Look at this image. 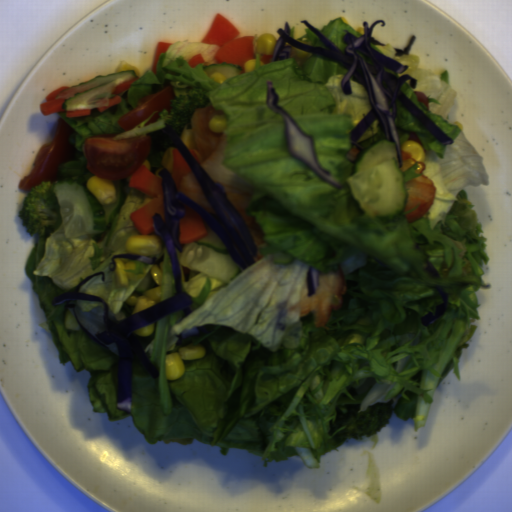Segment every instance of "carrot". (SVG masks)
Masks as SVG:
<instances>
[{"mask_svg":"<svg viewBox=\"0 0 512 512\" xmlns=\"http://www.w3.org/2000/svg\"><path fill=\"white\" fill-rule=\"evenodd\" d=\"M240 31L235 25L220 13H216L207 33L200 41L202 44L218 45L219 49L214 60L221 63L234 64L240 67L239 74L246 72L245 64L254 60V37L245 35L240 39L236 38Z\"/></svg>","mask_w":512,"mask_h":512,"instance_id":"obj_1","label":"carrot"},{"mask_svg":"<svg viewBox=\"0 0 512 512\" xmlns=\"http://www.w3.org/2000/svg\"><path fill=\"white\" fill-rule=\"evenodd\" d=\"M128 185L149 198L148 202L129 216L141 236H151L154 230V215L158 214L166 222L163 180L140 165L130 175Z\"/></svg>","mask_w":512,"mask_h":512,"instance_id":"obj_2","label":"carrot"},{"mask_svg":"<svg viewBox=\"0 0 512 512\" xmlns=\"http://www.w3.org/2000/svg\"><path fill=\"white\" fill-rule=\"evenodd\" d=\"M183 206L185 214L178 221L179 243L188 246L206 235L208 230L195 209L187 203Z\"/></svg>","mask_w":512,"mask_h":512,"instance_id":"obj_3","label":"carrot"},{"mask_svg":"<svg viewBox=\"0 0 512 512\" xmlns=\"http://www.w3.org/2000/svg\"><path fill=\"white\" fill-rule=\"evenodd\" d=\"M193 174L185 162L179 149L173 151V166L171 176L175 181L177 191L181 188L183 177Z\"/></svg>","mask_w":512,"mask_h":512,"instance_id":"obj_4","label":"carrot"},{"mask_svg":"<svg viewBox=\"0 0 512 512\" xmlns=\"http://www.w3.org/2000/svg\"><path fill=\"white\" fill-rule=\"evenodd\" d=\"M67 87H69V86H63V87L58 88L46 95V97H45L46 102H41L39 104L40 111L42 114L47 116L52 113L64 112L66 110L63 107V102L66 99L65 98H56V95H57V93H59L60 91L64 90Z\"/></svg>","mask_w":512,"mask_h":512,"instance_id":"obj_5","label":"carrot"},{"mask_svg":"<svg viewBox=\"0 0 512 512\" xmlns=\"http://www.w3.org/2000/svg\"><path fill=\"white\" fill-rule=\"evenodd\" d=\"M137 80H139V76L136 75L135 77L114 87L110 94L107 106L106 107H96L98 112L102 113V112L108 110L109 108L115 107L117 104H119L122 101V97L120 96V93L130 89Z\"/></svg>","mask_w":512,"mask_h":512,"instance_id":"obj_6","label":"carrot"},{"mask_svg":"<svg viewBox=\"0 0 512 512\" xmlns=\"http://www.w3.org/2000/svg\"><path fill=\"white\" fill-rule=\"evenodd\" d=\"M171 45H172V43H166V42H163V41H158V47H157V50H156V53H155V57H154V60H153V67H152V71H153V73L155 74L156 77H157L156 66H157L158 60H159L161 54H165L166 51L171 47Z\"/></svg>","mask_w":512,"mask_h":512,"instance_id":"obj_7","label":"carrot"},{"mask_svg":"<svg viewBox=\"0 0 512 512\" xmlns=\"http://www.w3.org/2000/svg\"><path fill=\"white\" fill-rule=\"evenodd\" d=\"M91 112V108L90 109H84V110H67L66 109V112H65V115L67 117H87L89 116Z\"/></svg>","mask_w":512,"mask_h":512,"instance_id":"obj_8","label":"carrot"},{"mask_svg":"<svg viewBox=\"0 0 512 512\" xmlns=\"http://www.w3.org/2000/svg\"><path fill=\"white\" fill-rule=\"evenodd\" d=\"M202 62H204V58H203L202 54L198 53L197 55H195L192 58H190L187 63H188L190 68L194 69L195 67L198 66L199 63H202Z\"/></svg>","mask_w":512,"mask_h":512,"instance_id":"obj_9","label":"carrot"},{"mask_svg":"<svg viewBox=\"0 0 512 512\" xmlns=\"http://www.w3.org/2000/svg\"><path fill=\"white\" fill-rule=\"evenodd\" d=\"M261 58H262L263 62L270 64L271 59H272V54H263Z\"/></svg>","mask_w":512,"mask_h":512,"instance_id":"obj_10","label":"carrot"},{"mask_svg":"<svg viewBox=\"0 0 512 512\" xmlns=\"http://www.w3.org/2000/svg\"><path fill=\"white\" fill-rule=\"evenodd\" d=\"M189 151H190V152H191V154L194 156V158L197 160V162H198V163H201V158H200V156H199L198 152H197V151H194V150H192V149H191V150H189Z\"/></svg>","mask_w":512,"mask_h":512,"instance_id":"obj_11","label":"carrot"}]
</instances>
